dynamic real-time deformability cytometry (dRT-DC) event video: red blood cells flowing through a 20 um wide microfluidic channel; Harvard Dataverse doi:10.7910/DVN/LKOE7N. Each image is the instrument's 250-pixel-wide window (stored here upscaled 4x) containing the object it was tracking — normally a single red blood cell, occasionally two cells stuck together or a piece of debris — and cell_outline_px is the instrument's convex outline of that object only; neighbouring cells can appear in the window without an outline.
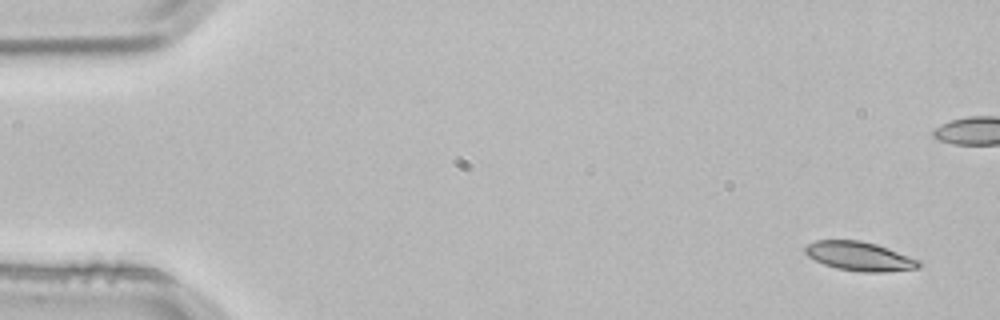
{"species": "common noctule bat (a hibernating species)", "species_latin": "Nyctalus noctula", "temperature_condition": "room temperature", "stored_images_in_passage": 6, "camera_frame_rate_fps": 3000, "um_per_image_px": 0.085, "animal": {"sex": "male", "body_mass_g": 21.5, "forearm_length_mm": 52.0}, "frame": {"image": 1, "passage_image": 1, "time_ms": 0.0, "image_size_px": [1000, 320], "cell_outline_px": [[920, 268], [884, 272], [860, 272], [836, 268], [824, 264], [808, 256], [804, 252], [804, 248], [808, 244], [816, 240], [860, 240], [876, 244], [920, 260]], "centroid_in_image_um": [73.05, 21.78], "position_along_channel_um": 11.9, "area_um2": 19.19}}
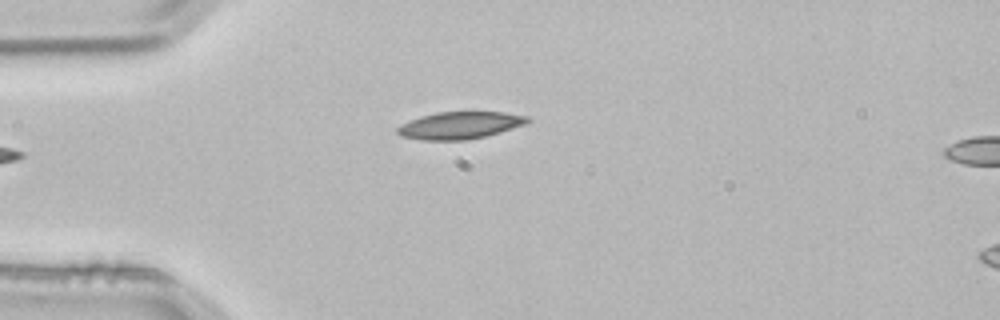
{"frame": {"image": 2, "passage_image": 5, "time_ms": 1.333, "image_size_px": [1000, 320], "cell_outline_px": [[532, 120], [524, 124], [500, 132], [484, 136], [464, 140], [420, 140], [400, 136], [396, 132], [396, 128], [400, 124], [420, 116], [436, 112], [504, 112], [528, 116]], "centroid_in_image_um": [39.04, 10.65], "position_along_channel_um": 46.0, "area_um2": 20.63}}